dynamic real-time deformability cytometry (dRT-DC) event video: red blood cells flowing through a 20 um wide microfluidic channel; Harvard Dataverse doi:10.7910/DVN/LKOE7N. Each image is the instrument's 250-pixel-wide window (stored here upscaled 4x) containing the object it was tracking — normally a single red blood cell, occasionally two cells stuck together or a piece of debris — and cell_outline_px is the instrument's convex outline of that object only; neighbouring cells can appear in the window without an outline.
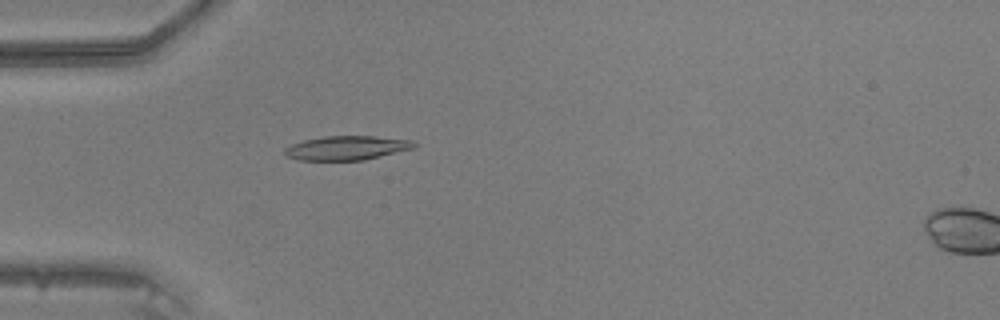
{"species": "common noctule bat (a hibernating species)", "species_latin": "Nyctalus noctula", "temperature_condition": "warm", "stored_images_in_passage": 48, "camera_frame_rate_fps": 3000, "um_per_image_px": 0.085, "animal": {"sex": "male", "body_mass_g": 20.5, "forearm_length_mm": 52.5}, "frame": {"image": 1, "passage_image": 15, "time_ms": 4.667, "image_size_px": [1000, 320], "cell_outline_px": [[416, 148], [364, 160], [300, 160], [288, 156], [284, 152], [284, 148], [292, 144], [304, 140], [324, 136], [372, 136], [412, 140], [416, 144]], "centroid_in_image_um": [29.5, 12.57], "position_along_channel_um": 55.5, "area_um2": 18.15}}
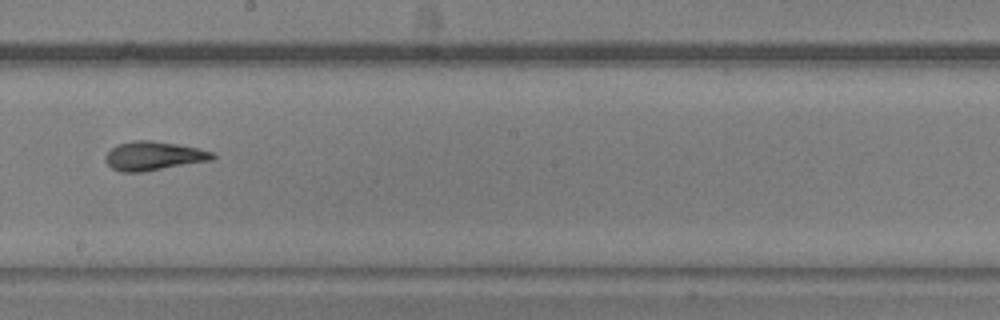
{"frame": {"image": 2, "passage_image": 28, "time_ms": 9.0, "image_size_px": [1000, 320], "cell_outline_px": [[216, 156], [212, 160], [144, 172], [120, 172], [112, 168], [104, 160], [104, 156], [116, 144], [132, 140], [152, 140], [176, 144], [196, 148], [212, 152]], "centroid_in_image_um": [13.01, 13.25], "position_along_channel_um": 235.2, "area_um2": 18.09}}
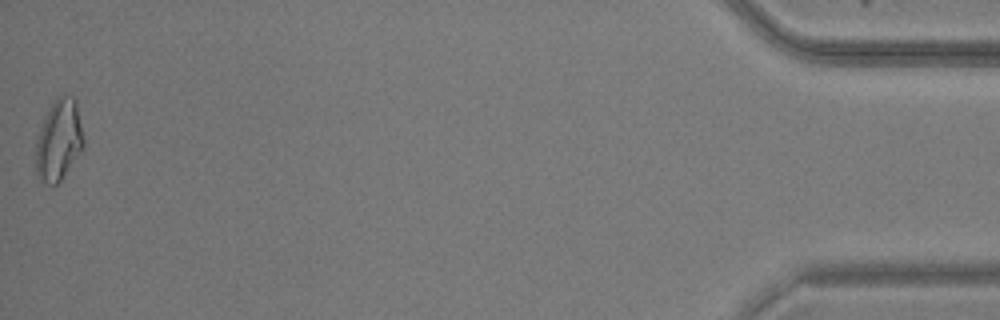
{"frame": {"image": 3, "passage_image": 48, "time_ms": 15.667, "image_size_px": [1000, 320], "cell_outline_px": [[84, 148], [60, 180], [52, 188], [40, 180], [36, 172], [36, 140], [52, 100], [56, 96], [72, 96], [76, 100], [84, 140]], "centroid_in_image_um": [5.0, 11.93], "position_along_channel_um": 430.2, "area_um2": 22.54}}